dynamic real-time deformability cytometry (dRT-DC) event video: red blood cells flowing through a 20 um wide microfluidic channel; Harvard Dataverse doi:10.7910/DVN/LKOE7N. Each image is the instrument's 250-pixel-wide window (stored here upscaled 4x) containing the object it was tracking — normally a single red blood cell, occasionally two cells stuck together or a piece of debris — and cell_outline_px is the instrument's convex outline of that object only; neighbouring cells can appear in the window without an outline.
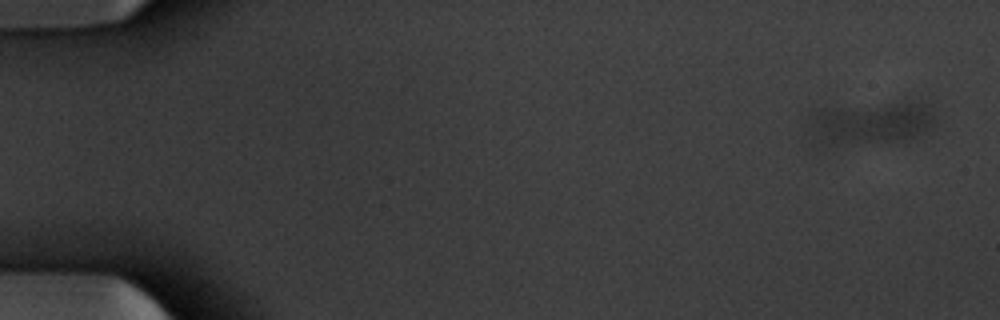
{"species": "common noctule bat (a hibernating species)", "species_latin": "Nyctalus noctula", "temperature_condition": "warm", "stored_images_in_passage": 52, "segment_of_instrument_passage": [1, 4], "camera_frame_rate_fps": 3000, "um_per_image_px": 0.085, "animal": {"sex": "male", "body_mass_g": 20.1, "forearm_length_mm": 53.5}, "frame": {"image": 1, "passage_image": 1, "time_ms": 0.0, "image_size_px": [1000, 320], "cell_outline_px": [[936, 120], [928, 132], [912, 140], [816, 148], [812, 144], [808, 128], [808, 112], [816, 108], [888, 104], [924, 104], [936, 116]], "centroid_in_image_um": [73.81, 10.56], "position_along_channel_um": 11.2, "area_um2": 32.95}}